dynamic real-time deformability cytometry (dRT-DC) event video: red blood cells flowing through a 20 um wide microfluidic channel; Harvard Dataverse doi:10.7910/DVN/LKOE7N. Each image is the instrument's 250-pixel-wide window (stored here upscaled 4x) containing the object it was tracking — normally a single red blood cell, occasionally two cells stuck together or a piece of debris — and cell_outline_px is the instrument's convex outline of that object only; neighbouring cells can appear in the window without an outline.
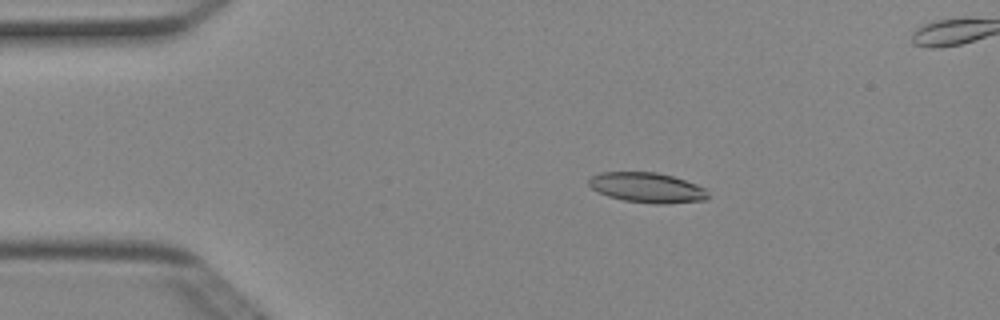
{"species": "Egyptian fruit bat (a non-hibernating species)", "species_latin": "Rousettus aegyptiacus", "temperature_condition": "cold", "stored_images_in_passage": 52, "camera_frame_rate_fps": 3000, "um_per_image_px": 0.085, "animal": {"sex": "female"}, "frame": {"image": 1, "passage_image": 10, "time_ms": 3.0, "image_size_px": [1000, 320], "cell_outline_px": [[708, 196], [704, 200], [668, 204], [656, 204], [624, 200], [608, 196], [592, 188], [588, 184], [588, 180], [592, 176], [600, 172], [656, 172], [672, 176], [708, 188]], "centroid_in_image_um": [55.03, 15.95], "position_along_channel_um": 30.0, "area_um2": 20.87}}
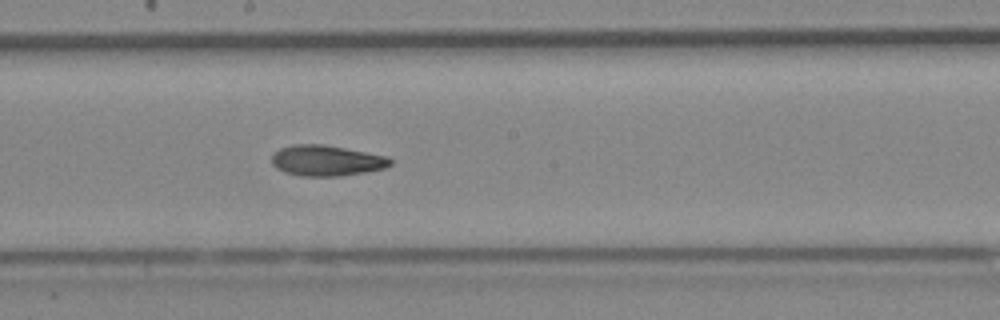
{"frame": {"image": 2, "passage_image": 28, "time_ms": 9.0, "image_size_px": [1000, 320], "cell_outline_px": [[392, 164], [384, 168], [364, 172], [340, 176], [300, 176], [284, 172], [276, 168], [272, 164], [272, 156], [280, 148], [292, 144], [324, 144], [388, 156], [392, 160]], "centroid_in_image_um": [27.75, 13.64], "position_along_channel_um": 220.5, "area_um2": 21.27}}
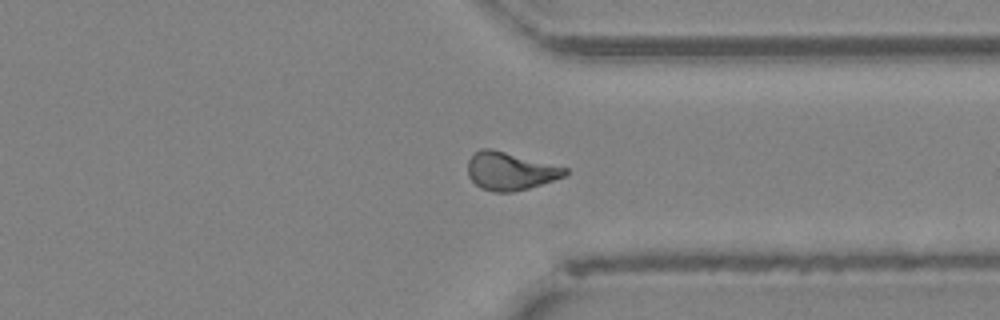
{"frame": {"image": 3, "passage_image": 39, "time_ms": 12.667, "image_size_px": [1000, 320], "cell_outline_px": [[568, 172], [564, 176], [528, 188], [512, 192], [492, 192], [480, 188], [468, 176], [468, 160], [480, 148], [492, 148], [568, 168]], "centroid_in_image_um": [43.34, 14.54], "position_along_channel_um": 368.1, "area_um2": 21.39}, "authors_computed_cell_mechanics": {"area_um2": 20.9236, "velocity_mm_per_s": 4.0222, "shape_relaxation_time_tau1_ms": null, "shape_relaxation_time_tau2_ms": 5.3397, "deformation_change_tau1": null, "deformation_change_tau2": 0.1323}}